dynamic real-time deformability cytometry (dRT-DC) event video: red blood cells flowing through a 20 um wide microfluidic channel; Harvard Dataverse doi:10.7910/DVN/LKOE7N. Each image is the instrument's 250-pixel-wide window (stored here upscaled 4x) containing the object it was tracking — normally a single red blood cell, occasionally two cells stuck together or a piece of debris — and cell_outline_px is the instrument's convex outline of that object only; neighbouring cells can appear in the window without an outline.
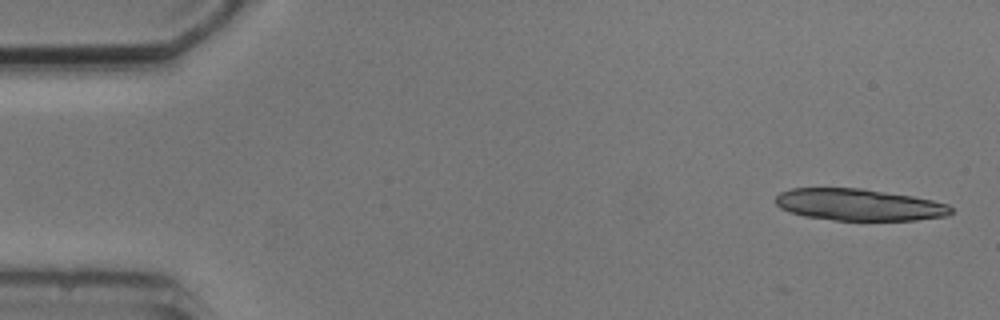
{"species": "common noctule bat (a hibernating species)", "species_latin": "Nyctalus noctula", "temperature_condition": "cold", "stored_images_in_passage": 4, "camera_frame_rate_fps": 3000, "um_per_image_px": 0.085, "animal": {"sex": "male", "body_mass_g": 20.5, "forearm_length_mm": 52.5}, "frame": {"image": 1, "passage_image": 1, "time_ms": 0.0, "image_size_px": [1000, 320], "cell_outline_px": [[952, 212], [948, 216], [916, 220], [832, 220], [804, 216], [788, 212], [780, 208], [776, 204], [776, 196], [780, 192], [792, 188], [864, 188], [912, 196], [932, 200], [948, 204], [952, 208]], "centroid_in_image_um": [73.0, 17.4], "position_along_channel_um": 12.0, "area_um2": 32.66}}